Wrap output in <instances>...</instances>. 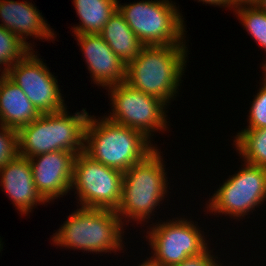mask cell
Masks as SVG:
<instances>
[{"instance_id": "cell-1", "label": "cell", "mask_w": 266, "mask_h": 266, "mask_svg": "<svg viewBox=\"0 0 266 266\" xmlns=\"http://www.w3.org/2000/svg\"><path fill=\"white\" fill-rule=\"evenodd\" d=\"M186 46H143L138 56L126 65L125 83L169 105L185 75L189 52Z\"/></svg>"}, {"instance_id": "cell-2", "label": "cell", "mask_w": 266, "mask_h": 266, "mask_svg": "<svg viewBox=\"0 0 266 266\" xmlns=\"http://www.w3.org/2000/svg\"><path fill=\"white\" fill-rule=\"evenodd\" d=\"M89 116L85 126L84 152L105 166L127 171L142 161L157 145L141 131Z\"/></svg>"}, {"instance_id": "cell-3", "label": "cell", "mask_w": 266, "mask_h": 266, "mask_svg": "<svg viewBox=\"0 0 266 266\" xmlns=\"http://www.w3.org/2000/svg\"><path fill=\"white\" fill-rule=\"evenodd\" d=\"M157 148L124 172L121 199L116 209L123 225L126 218L137 224L148 222L168 194L166 165Z\"/></svg>"}, {"instance_id": "cell-4", "label": "cell", "mask_w": 266, "mask_h": 266, "mask_svg": "<svg viewBox=\"0 0 266 266\" xmlns=\"http://www.w3.org/2000/svg\"><path fill=\"white\" fill-rule=\"evenodd\" d=\"M123 226L116 210L80 207L53 233L51 240L68 250L111 254L124 250Z\"/></svg>"}, {"instance_id": "cell-5", "label": "cell", "mask_w": 266, "mask_h": 266, "mask_svg": "<svg viewBox=\"0 0 266 266\" xmlns=\"http://www.w3.org/2000/svg\"><path fill=\"white\" fill-rule=\"evenodd\" d=\"M67 108L40 114L28 125L18 130L19 156L31 158L48 152L65 150L76 155L84 151L85 126L88 112L69 115Z\"/></svg>"}, {"instance_id": "cell-6", "label": "cell", "mask_w": 266, "mask_h": 266, "mask_svg": "<svg viewBox=\"0 0 266 266\" xmlns=\"http://www.w3.org/2000/svg\"><path fill=\"white\" fill-rule=\"evenodd\" d=\"M117 3V9L143 46L186 44L185 21L174 5L177 3L171 0Z\"/></svg>"}, {"instance_id": "cell-7", "label": "cell", "mask_w": 266, "mask_h": 266, "mask_svg": "<svg viewBox=\"0 0 266 266\" xmlns=\"http://www.w3.org/2000/svg\"><path fill=\"white\" fill-rule=\"evenodd\" d=\"M105 89L111 95L112 105V112L105 116L108 120L139 130L149 139L155 132L169 129L165 113L168 105L161 99L136 90L125 82Z\"/></svg>"}, {"instance_id": "cell-8", "label": "cell", "mask_w": 266, "mask_h": 266, "mask_svg": "<svg viewBox=\"0 0 266 266\" xmlns=\"http://www.w3.org/2000/svg\"><path fill=\"white\" fill-rule=\"evenodd\" d=\"M123 175L124 172L95 161L83 151L74 159L71 189L76 191L82 208L116 210Z\"/></svg>"}, {"instance_id": "cell-9", "label": "cell", "mask_w": 266, "mask_h": 266, "mask_svg": "<svg viewBox=\"0 0 266 266\" xmlns=\"http://www.w3.org/2000/svg\"><path fill=\"white\" fill-rule=\"evenodd\" d=\"M211 197L207 211L237 220L245 218L266 201V167L244 162L243 168L229 176Z\"/></svg>"}, {"instance_id": "cell-10", "label": "cell", "mask_w": 266, "mask_h": 266, "mask_svg": "<svg viewBox=\"0 0 266 266\" xmlns=\"http://www.w3.org/2000/svg\"><path fill=\"white\" fill-rule=\"evenodd\" d=\"M169 220L151 224L153 226L148 228L150 231L146 232L148 245L153 250V256L149 258L154 263L174 266L189 257L200 255L209 248L208 240L205 239L207 237L202 233L204 231H201L193 220L188 221L184 217Z\"/></svg>"}, {"instance_id": "cell-11", "label": "cell", "mask_w": 266, "mask_h": 266, "mask_svg": "<svg viewBox=\"0 0 266 266\" xmlns=\"http://www.w3.org/2000/svg\"><path fill=\"white\" fill-rule=\"evenodd\" d=\"M30 50L21 60L12 65L6 75L18 85L40 114L55 113L67 105L59 89L57 76ZM41 59V60H40Z\"/></svg>"}, {"instance_id": "cell-12", "label": "cell", "mask_w": 266, "mask_h": 266, "mask_svg": "<svg viewBox=\"0 0 266 266\" xmlns=\"http://www.w3.org/2000/svg\"><path fill=\"white\" fill-rule=\"evenodd\" d=\"M75 157L73 152L59 150L28 158L36 190L47 203L71 190Z\"/></svg>"}, {"instance_id": "cell-13", "label": "cell", "mask_w": 266, "mask_h": 266, "mask_svg": "<svg viewBox=\"0 0 266 266\" xmlns=\"http://www.w3.org/2000/svg\"><path fill=\"white\" fill-rule=\"evenodd\" d=\"M94 84L110 87L126 81V65L96 33L74 34Z\"/></svg>"}, {"instance_id": "cell-14", "label": "cell", "mask_w": 266, "mask_h": 266, "mask_svg": "<svg viewBox=\"0 0 266 266\" xmlns=\"http://www.w3.org/2000/svg\"><path fill=\"white\" fill-rule=\"evenodd\" d=\"M41 14L32 2L0 0V26L15 34L30 50L33 46L26 41L29 36L52 42L56 38Z\"/></svg>"}, {"instance_id": "cell-15", "label": "cell", "mask_w": 266, "mask_h": 266, "mask_svg": "<svg viewBox=\"0 0 266 266\" xmlns=\"http://www.w3.org/2000/svg\"><path fill=\"white\" fill-rule=\"evenodd\" d=\"M0 185L21 215L47 202L37 192L28 158L17 156L0 169Z\"/></svg>"}, {"instance_id": "cell-16", "label": "cell", "mask_w": 266, "mask_h": 266, "mask_svg": "<svg viewBox=\"0 0 266 266\" xmlns=\"http://www.w3.org/2000/svg\"><path fill=\"white\" fill-rule=\"evenodd\" d=\"M39 116L23 90L6 74H0V125L18 131Z\"/></svg>"}, {"instance_id": "cell-17", "label": "cell", "mask_w": 266, "mask_h": 266, "mask_svg": "<svg viewBox=\"0 0 266 266\" xmlns=\"http://www.w3.org/2000/svg\"><path fill=\"white\" fill-rule=\"evenodd\" d=\"M99 35L125 65L134 60L143 47L118 9L107 21Z\"/></svg>"}, {"instance_id": "cell-18", "label": "cell", "mask_w": 266, "mask_h": 266, "mask_svg": "<svg viewBox=\"0 0 266 266\" xmlns=\"http://www.w3.org/2000/svg\"><path fill=\"white\" fill-rule=\"evenodd\" d=\"M118 0H73L79 25L73 26L74 34H99L117 10Z\"/></svg>"}, {"instance_id": "cell-19", "label": "cell", "mask_w": 266, "mask_h": 266, "mask_svg": "<svg viewBox=\"0 0 266 266\" xmlns=\"http://www.w3.org/2000/svg\"><path fill=\"white\" fill-rule=\"evenodd\" d=\"M234 138L233 145L243 162L266 167V128L243 129Z\"/></svg>"}, {"instance_id": "cell-20", "label": "cell", "mask_w": 266, "mask_h": 266, "mask_svg": "<svg viewBox=\"0 0 266 266\" xmlns=\"http://www.w3.org/2000/svg\"><path fill=\"white\" fill-rule=\"evenodd\" d=\"M233 11L247 33L266 53V13L255 4L236 6Z\"/></svg>"}, {"instance_id": "cell-21", "label": "cell", "mask_w": 266, "mask_h": 266, "mask_svg": "<svg viewBox=\"0 0 266 266\" xmlns=\"http://www.w3.org/2000/svg\"><path fill=\"white\" fill-rule=\"evenodd\" d=\"M30 49L11 31L0 26V67L1 74H6L8 69L21 60Z\"/></svg>"}, {"instance_id": "cell-22", "label": "cell", "mask_w": 266, "mask_h": 266, "mask_svg": "<svg viewBox=\"0 0 266 266\" xmlns=\"http://www.w3.org/2000/svg\"><path fill=\"white\" fill-rule=\"evenodd\" d=\"M261 87L254 96L249 116L248 126L244 129H262L266 128V83L262 81Z\"/></svg>"}, {"instance_id": "cell-23", "label": "cell", "mask_w": 266, "mask_h": 266, "mask_svg": "<svg viewBox=\"0 0 266 266\" xmlns=\"http://www.w3.org/2000/svg\"><path fill=\"white\" fill-rule=\"evenodd\" d=\"M18 155V131L0 125V169Z\"/></svg>"}, {"instance_id": "cell-24", "label": "cell", "mask_w": 266, "mask_h": 266, "mask_svg": "<svg viewBox=\"0 0 266 266\" xmlns=\"http://www.w3.org/2000/svg\"><path fill=\"white\" fill-rule=\"evenodd\" d=\"M208 248L205 252L201 253L200 255L189 257L184 260L182 263L174 265V266H222L223 264L220 263V260L215 255H212V250ZM216 259H215V258Z\"/></svg>"}, {"instance_id": "cell-25", "label": "cell", "mask_w": 266, "mask_h": 266, "mask_svg": "<svg viewBox=\"0 0 266 266\" xmlns=\"http://www.w3.org/2000/svg\"><path fill=\"white\" fill-rule=\"evenodd\" d=\"M198 2H203V4H210L213 6H222L224 8L230 7V0H197Z\"/></svg>"}, {"instance_id": "cell-26", "label": "cell", "mask_w": 266, "mask_h": 266, "mask_svg": "<svg viewBox=\"0 0 266 266\" xmlns=\"http://www.w3.org/2000/svg\"><path fill=\"white\" fill-rule=\"evenodd\" d=\"M258 0H230V8L234 9L236 6L240 5H251L256 4Z\"/></svg>"}, {"instance_id": "cell-27", "label": "cell", "mask_w": 266, "mask_h": 266, "mask_svg": "<svg viewBox=\"0 0 266 266\" xmlns=\"http://www.w3.org/2000/svg\"><path fill=\"white\" fill-rule=\"evenodd\" d=\"M138 266H161V265H158L157 263H154L151 259L147 258V260L143 261Z\"/></svg>"}, {"instance_id": "cell-28", "label": "cell", "mask_w": 266, "mask_h": 266, "mask_svg": "<svg viewBox=\"0 0 266 266\" xmlns=\"http://www.w3.org/2000/svg\"><path fill=\"white\" fill-rule=\"evenodd\" d=\"M255 5L266 13V0H258V2Z\"/></svg>"}, {"instance_id": "cell-29", "label": "cell", "mask_w": 266, "mask_h": 266, "mask_svg": "<svg viewBox=\"0 0 266 266\" xmlns=\"http://www.w3.org/2000/svg\"><path fill=\"white\" fill-rule=\"evenodd\" d=\"M264 62L265 63H262V69H263L262 73H264V76L261 80H263L266 83V60Z\"/></svg>"}, {"instance_id": "cell-30", "label": "cell", "mask_w": 266, "mask_h": 266, "mask_svg": "<svg viewBox=\"0 0 266 266\" xmlns=\"http://www.w3.org/2000/svg\"><path fill=\"white\" fill-rule=\"evenodd\" d=\"M2 241H1V239H0V252L2 251V249H3V245H2V243H1Z\"/></svg>"}]
</instances>
